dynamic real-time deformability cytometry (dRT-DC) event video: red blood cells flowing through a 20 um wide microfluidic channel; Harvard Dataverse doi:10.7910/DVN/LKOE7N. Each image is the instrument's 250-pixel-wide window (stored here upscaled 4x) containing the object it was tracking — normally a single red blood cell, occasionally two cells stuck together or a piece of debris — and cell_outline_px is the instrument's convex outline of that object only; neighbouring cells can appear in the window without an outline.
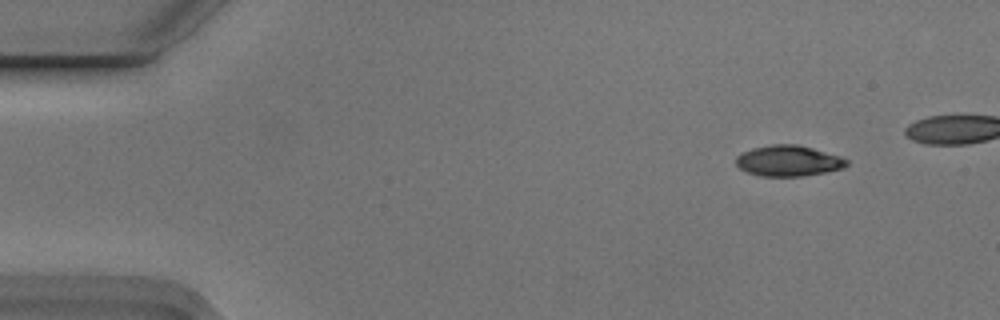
{"species": "Egyptian fruit bat (a non-hibernating species)", "species_latin": "Rousettus aegyptiacus", "temperature_condition": "cold", "stored_images_in_passage": 5, "camera_frame_rate_fps": 3000, "um_per_image_px": 0.085, "animal": {"sex": "male"}, "frame": {"image": 1, "passage_image": 2, "time_ms": 0.333, "image_size_px": [1000, 320], "cell_outline_px": [[848, 164], [844, 168], [804, 176], [760, 176], [748, 172], [740, 168], [736, 164], [736, 156], [740, 152], [752, 148], [772, 144], [796, 144], [812, 148], [840, 156], [848, 160]], "centroid_in_image_um": [67.0, 13.66], "position_along_channel_um": 18.0, "area_um2": 19.88}}